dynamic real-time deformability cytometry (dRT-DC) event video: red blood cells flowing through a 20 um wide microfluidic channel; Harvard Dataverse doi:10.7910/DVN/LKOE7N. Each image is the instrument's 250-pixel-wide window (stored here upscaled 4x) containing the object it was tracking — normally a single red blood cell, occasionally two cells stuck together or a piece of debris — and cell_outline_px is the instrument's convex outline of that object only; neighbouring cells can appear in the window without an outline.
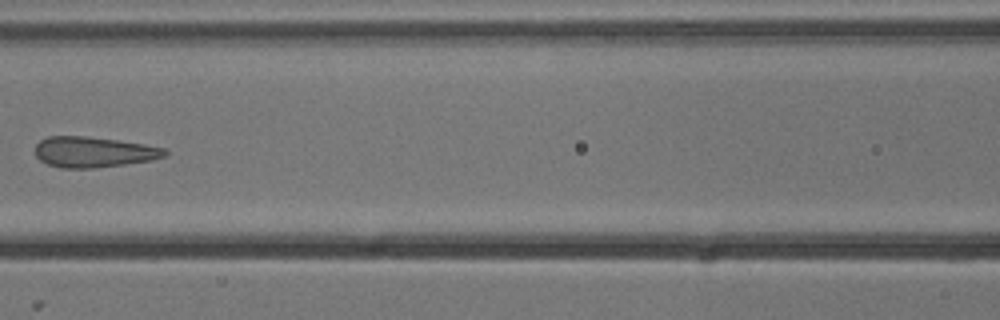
{"species": "common noctule bat (a hibernating species)", "species_latin": "Nyctalus noctula", "temperature_condition": "cold", "stored_images_in_passage": 8, "camera_frame_rate_fps": 3000, "um_per_image_px": 0.085, "animal": {"sex": "male", "body_mass_g": 13.3}, "frame": {"image": 1, "passage_image": 7, "time_ms": 2.0, "image_size_px": [1000, 320], "cell_outline_px": [[168, 156], [152, 160], [124, 164], [92, 168], [60, 168], [48, 164], [40, 160], [36, 156], [36, 144], [40, 140], [48, 136], [84, 136], [116, 140], [144, 144], [164, 148], [168, 152]], "centroid_in_image_um": [7.96, 12.92], "position_along_channel_um": 158.6, "area_um2": 23.06}}
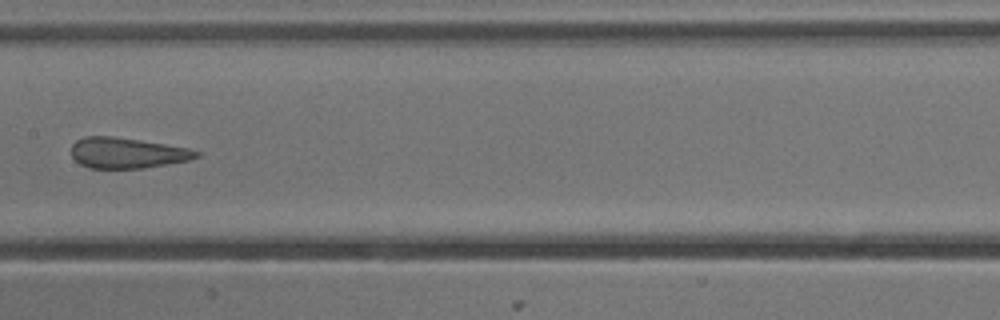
{"frame": {"image": 2, "passage_image": 8, "time_ms": 2.333, "image_size_px": [1000, 320], "cell_outline_px": [[200, 156], [192, 160], [144, 168], [88, 168], [80, 164], [72, 156], [72, 144], [76, 140], [84, 136], [112, 136], [164, 144], [188, 148], [200, 152]], "centroid_in_image_um": [10.81, 13.0], "position_along_channel_um": 196.6, "area_um2": 22.31}}